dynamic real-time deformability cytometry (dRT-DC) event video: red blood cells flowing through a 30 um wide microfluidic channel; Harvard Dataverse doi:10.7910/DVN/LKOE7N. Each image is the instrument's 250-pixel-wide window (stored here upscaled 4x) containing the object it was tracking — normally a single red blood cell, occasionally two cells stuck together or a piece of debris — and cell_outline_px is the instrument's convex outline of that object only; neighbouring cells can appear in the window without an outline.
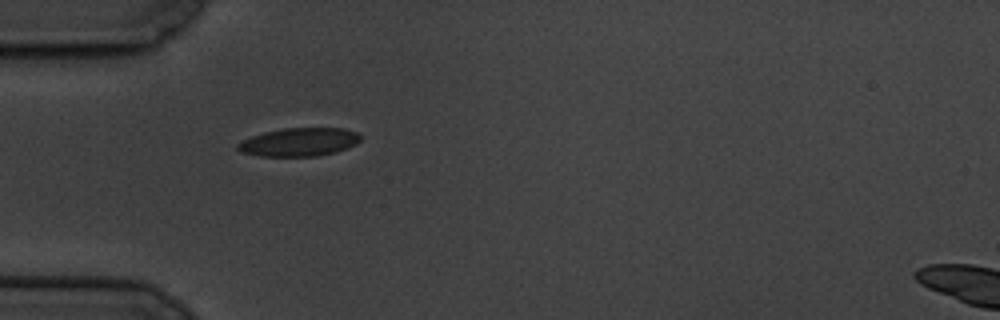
{"species": "common noctule bat (a hibernating species)", "species_latin": "Nyctalus noctula", "temperature_condition": "cold", "stored_images_in_passage": 6, "camera_frame_rate_fps": 3000, "um_per_image_px": 0.085, "animal": {"sex": "male", "body_mass_g": 19.5, "forearm_length_mm": 54.6}, "frame": {"image": 1, "passage_image": 6, "time_ms": 6.0, "image_size_px": [1000, 320], "cell_outline_px": [[360, 140], [356, 144], [336, 152], [316, 156], [260, 156], [240, 152], [236, 148], [236, 144], [252, 136], [264, 132], [284, 128], [344, 128], [360, 132]], "centroid_in_image_um": [25.44, 12.07], "position_along_channel_um": 59.6, "area_um2": 20.35}}